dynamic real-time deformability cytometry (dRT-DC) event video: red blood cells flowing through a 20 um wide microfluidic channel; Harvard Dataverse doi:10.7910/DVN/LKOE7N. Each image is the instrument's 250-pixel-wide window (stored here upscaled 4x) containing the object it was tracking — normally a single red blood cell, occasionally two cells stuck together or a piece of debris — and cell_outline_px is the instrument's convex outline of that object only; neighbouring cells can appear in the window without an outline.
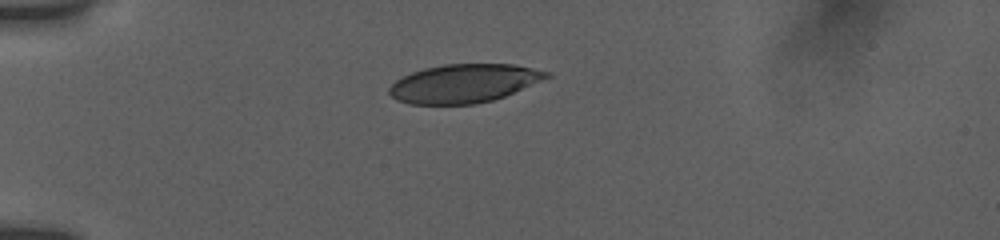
{"species": "human", "species_latin": "Homo sapiens", "temperature_condition": "room temperature", "stored_images_in_passage": 6, "camera_frame_rate_fps": 3000, "um_per_image_px": 0.085, "donor": {"sex": "female"}, "frame": {"image": 1, "passage_image": 1, "time_ms": 0.0, "image_size_px": [1000, 240], "cell_outline_px": [[552, 76], [504, 96], [492, 100], [476, 104], [408, 104], [396, 100], [388, 92], [388, 88], [396, 80], [412, 72], [424, 68], [444, 64], [512, 64], [532, 68], [548, 72]], "centroid_in_image_um": [39.4, 7.09], "position_along_channel_um": 45.6, "area_um2": 35.14}}
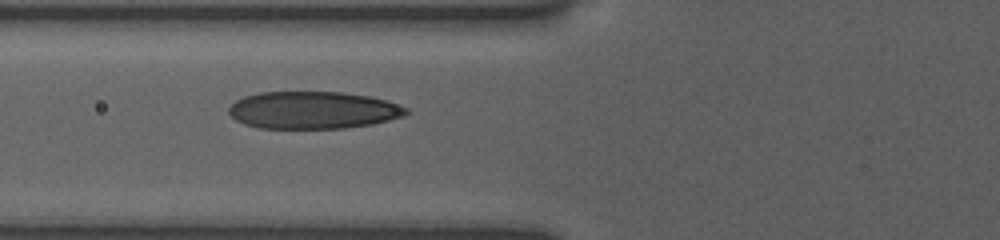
{"frame": {"image": 2, "passage_image": 4, "time_ms": 2.333, "image_size_px": [1000, 240], "cell_outline_px": [[408, 112], [404, 116], [372, 124], [344, 128], [260, 128], [244, 124], [236, 120], [228, 112], [228, 108], [236, 100], [244, 96], [260, 92], [340, 92], [368, 96], [384, 100], [408, 108]], "centroid_in_image_um": [26.58, 9.36], "position_along_channel_um": 99.2, "area_um2": 38.44}}
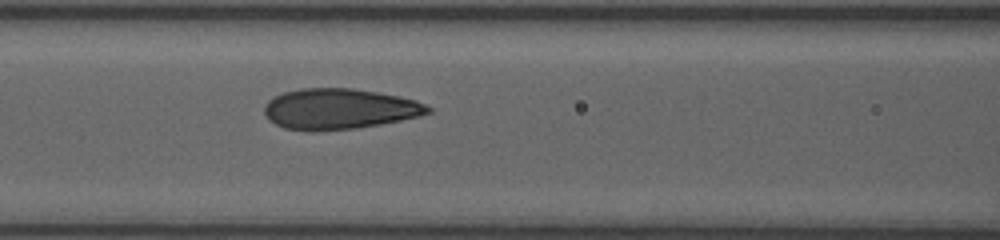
{"frame": {"image": 3, "passage_image": 6, "time_ms": 3.333, "image_size_px": [1000, 240], "cell_outline_px": [[432, 112], [420, 116], [380, 124], [356, 128], [312, 132], [284, 128], [268, 120], [264, 112], [264, 104], [268, 100], [284, 92], [304, 88], [352, 88], [376, 92], [416, 100], [432, 108]], "centroid_in_image_um": [28.81, 9.27], "position_along_channel_um": 137.8, "area_um2": 38.78}}